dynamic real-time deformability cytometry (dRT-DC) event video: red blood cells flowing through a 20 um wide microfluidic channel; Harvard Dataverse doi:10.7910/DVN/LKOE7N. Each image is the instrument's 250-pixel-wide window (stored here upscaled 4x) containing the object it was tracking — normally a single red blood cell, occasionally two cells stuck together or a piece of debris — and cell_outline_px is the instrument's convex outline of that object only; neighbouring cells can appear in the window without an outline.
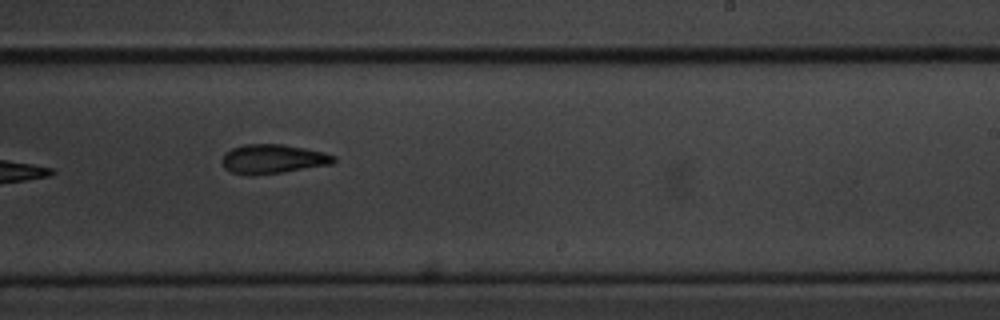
{"species": "common noctule bat (a hibernating species)", "species_latin": "Nyctalus noctula", "temperature_condition": "cold", "stored_images_in_passage": 11, "camera_frame_rate_fps": 3000, "um_per_image_px": 0.085, "animal": {"sex": "male", "body_mass_g": 20.1, "forearm_length_mm": 53.5}, "frame": {"image": 1, "passage_image": 10, "time_ms": 10.667, "image_size_px": [1000, 320], "cell_outline_px": [[336, 160], [332, 164], [280, 172], [232, 172], [224, 168], [220, 160], [224, 152], [232, 148], [244, 144], [280, 144], [304, 148], [336, 156]], "centroid_in_image_um": [23.18, 13.47], "position_along_channel_um": 265.8, "area_um2": 18.26}}
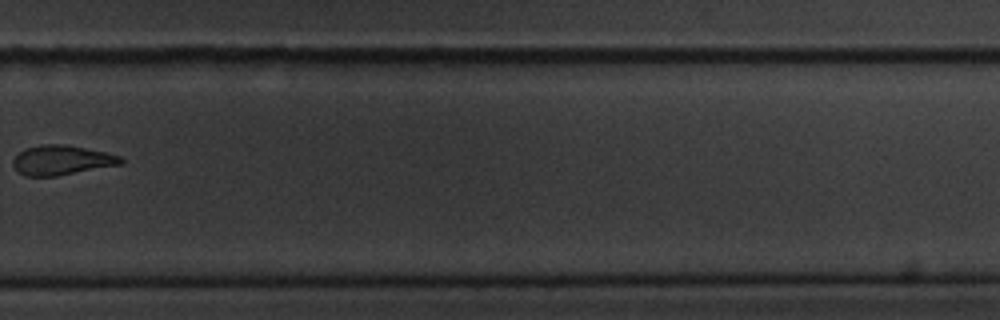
{"frame": {"image": 2, "passage_image": 11, "time_ms": 12.333, "image_size_px": [1000, 320], "cell_outline_px": [[124, 164], [56, 176], [24, 176], [16, 172], [12, 164], [12, 160], [24, 148], [44, 144], [64, 144], [104, 152], [120, 156], [124, 160]], "centroid_in_image_um": [5.22, 13.62], "position_along_channel_um": 324.6, "area_um2": 18.73}}